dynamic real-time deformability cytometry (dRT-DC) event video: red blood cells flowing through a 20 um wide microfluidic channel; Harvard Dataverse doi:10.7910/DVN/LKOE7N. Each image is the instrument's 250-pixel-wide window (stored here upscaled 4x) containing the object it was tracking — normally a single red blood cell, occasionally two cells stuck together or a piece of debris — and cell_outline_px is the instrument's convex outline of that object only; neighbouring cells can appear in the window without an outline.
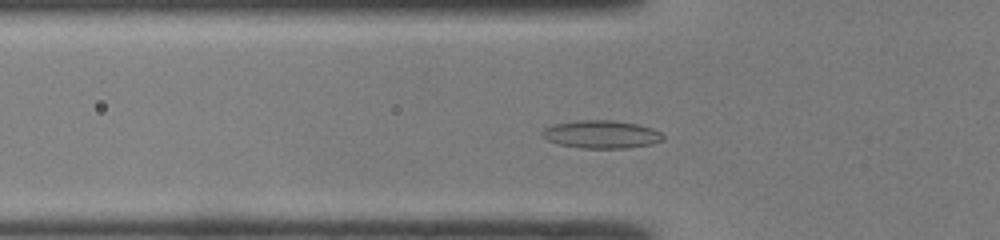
{"species": "common noctule bat (a hibernating species)", "species_latin": "Nyctalus noctula", "temperature_condition": "room temperature", "stored_images_in_passage": 40, "camera_frame_rate_fps": 3000, "um_per_image_px": 0.085, "animal": {"sex": "male", "body_mass_g": 19.0, "forearm_length_mm": 50.8}, "frame": {"image": 1, "passage_image": 9, "time_ms": 2.667, "image_size_px": [1000, 240], "cell_outline_px": [[664, 140], [652, 144], [628, 148], [584, 148], [560, 144], [548, 140], [540, 136], [540, 132], [544, 128], [552, 124], [576, 120], [612, 120], [636, 124], [652, 128], [660, 132], [664, 136]], "centroid_in_image_um": [51.1, 11.41], "position_along_channel_um": 74.7, "area_um2": 19.77}}
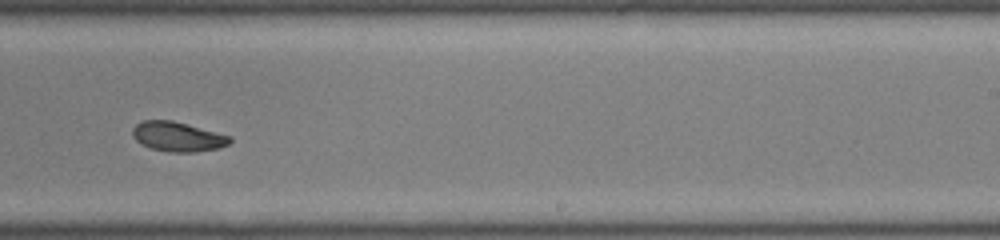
{"frame": {"image": 2, "passage_image": 23, "time_ms": 7.333, "image_size_px": [1000, 240], "cell_outline_px": [[232, 140], [228, 144], [220, 148], [196, 152], [168, 152], [152, 148], [136, 140], [132, 136], [132, 128], [140, 120], [172, 120], [232, 136]], "centroid_in_image_um": [15.11, 11.61], "position_along_channel_um": 273.9, "area_um2": 16.88}}
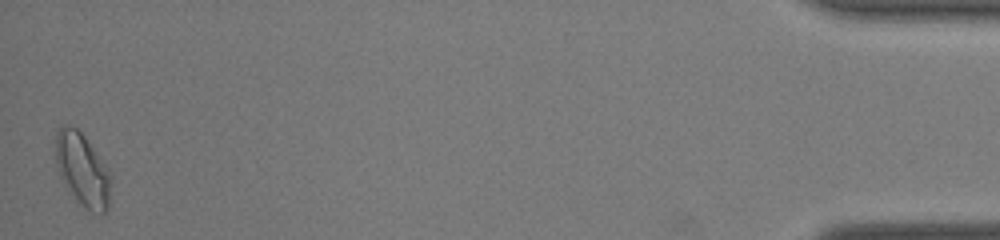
{"frame": {"image": 3, "passage_image": 40, "time_ms": 13.0, "image_size_px": [1000, 240], "cell_outline_px": [[112, 180], [108, 208], [100, 216], [84, 208], [76, 200], [60, 176], [56, 164], [56, 132], [64, 124], [68, 124], [76, 128], [84, 136], [108, 168], [112, 176]], "centroid_in_image_um": [7.04, 14.46], "position_along_channel_um": 428.2, "area_um2": 23.58}, "authors_computed_cell_mechanics": {"area_um2": 17.5134, "velocity_mm_per_s": 4.2756, "shape_relaxation_time_tau1_ms": 5.9709, "shape_relaxation_time_tau2_ms": 3.2495, "deformation_change_tau1": 0.1282, "deformation_change_tau2": 0.0816}}